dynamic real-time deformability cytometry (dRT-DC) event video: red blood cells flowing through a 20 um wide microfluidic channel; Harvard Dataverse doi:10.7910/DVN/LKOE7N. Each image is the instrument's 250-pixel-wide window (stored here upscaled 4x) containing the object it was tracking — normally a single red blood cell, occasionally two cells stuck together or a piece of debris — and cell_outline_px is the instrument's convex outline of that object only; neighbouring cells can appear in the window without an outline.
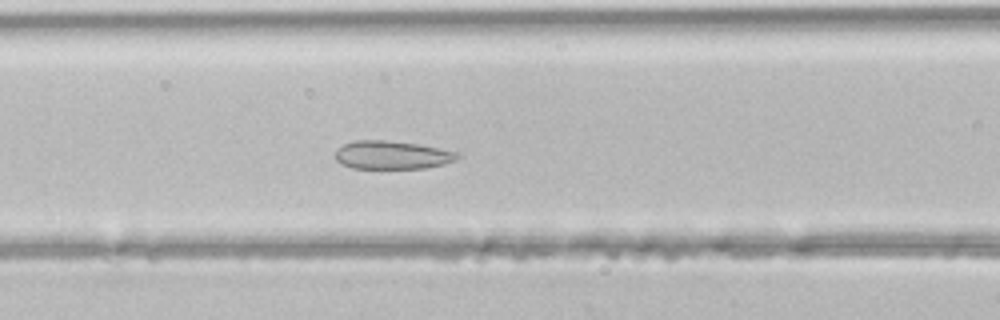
{"species": "common noctule bat (a hibernating species)", "species_latin": "Nyctalus noctula", "temperature_condition": "room temperature", "stored_images_in_passage": 38, "camera_frame_rate_fps": 3000, "um_per_image_px": 0.085, "animal": {"sex": "male", "body_mass_g": 21.5, "forearm_length_mm": 52.0}, "frame": {"image": 1, "passage_image": 10, "time_ms": 3.0, "image_size_px": [1000, 320], "cell_outline_px": [[460, 156], [456, 160], [444, 164], [424, 168], [352, 168], [340, 164], [332, 156], [336, 148], [352, 140], [384, 140], [420, 144], [456, 152]], "centroid_in_image_um": [33.24, 13.17], "position_along_channel_um": 133.4, "area_um2": 20.35}}
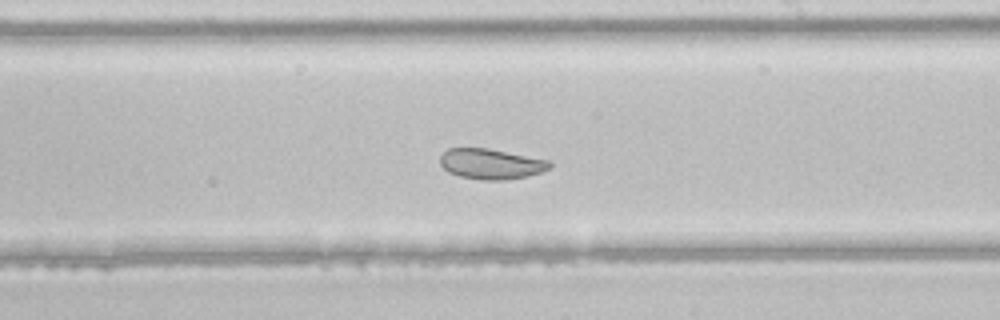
{"frame": {"image": 2, "passage_image": 18, "time_ms": 5.667, "image_size_px": [1000, 320], "cell_outline_px": [[552, 168], [528, 176], [504, 180], [480, 180], [460, 176], [448, 172], [440, 164], [440, 156], [448, 148], [488, 148], [548, 160], [552, 164]], "centroid_in_image_um": [41.73, 13.94], "position_along_channel_um": 247.3, "area_um2": 19.42}}
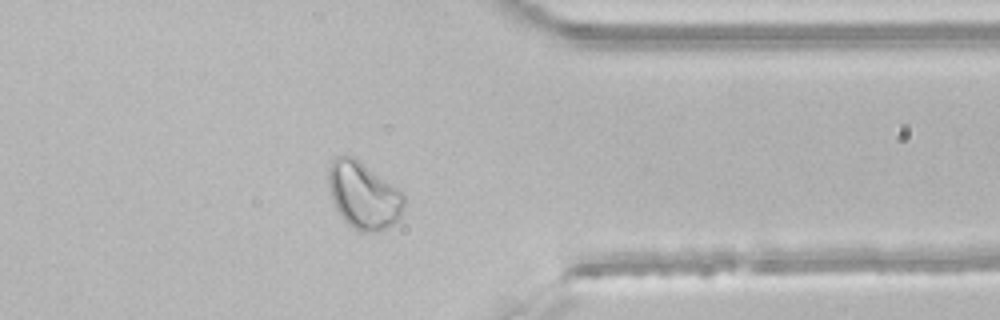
{"frame": {"image": 3, "passage_image": 28, "time_ms": 9.0, "image_size_px": [1000, 320], "cell_outline_px": [[404, 204], [400, 220], [388, 228], [376, 232], [360, 232], [352, 228], [344, 220], [336, 208], [332, 200], [328, 184], [328, 168], [332, 160], [336, 156], [356, 156], [396, 188], [404, 196]], "centroid_in_image_um": [30.89, 16.61], "position_along_channel_um": 380.5, "area_um2": 29.71}}